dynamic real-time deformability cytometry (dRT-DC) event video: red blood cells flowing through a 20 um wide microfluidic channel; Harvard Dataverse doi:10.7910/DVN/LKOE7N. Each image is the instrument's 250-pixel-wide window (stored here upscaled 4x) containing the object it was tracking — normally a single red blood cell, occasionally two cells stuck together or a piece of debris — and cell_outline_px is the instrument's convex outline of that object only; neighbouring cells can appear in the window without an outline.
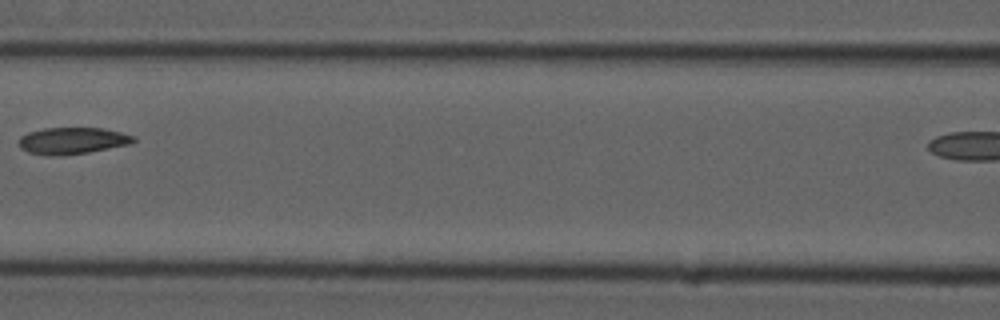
{"species": "common noctule bat (a hibernating species)", "species_latin": "Nyctalus noctula", "temperature_condition": "cold", "stored_images_in_passage": 7, "segment_of_instrument_passage": [1, 2], "camera_frame_rate_fps": 3000, "um_per_image_px": 0.085, "animal": {"sex": "male", "forearm_length_mm": 52.5}, "frame": {"image": 1, "passage_image": 5, "time_ms": 4.667, "image_size_px": [1000, 320], "cell_outline_px": [[136, 140], [132, 144], [88, 152], [56, 156], [52, 156], [28, 152], [20, 148], [20, 136], [28, 132], [44, 128], [104, 128], [136, 136]], "centroid_in_image_um": [6.18, 11.95], "position_along_channel_um": 160.4, "area_um2": 17.86}}
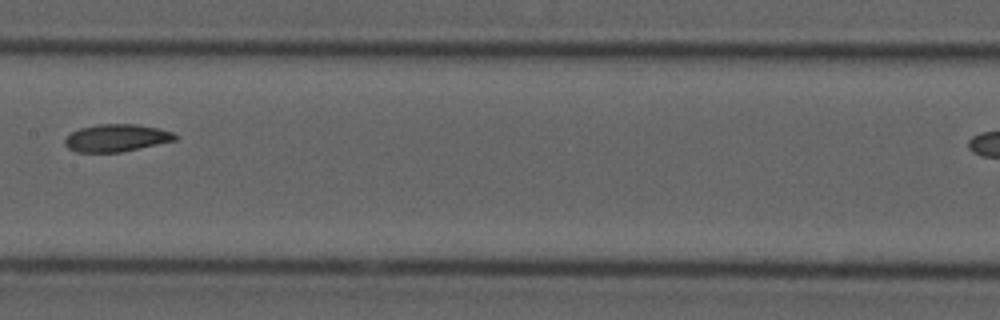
{"frame": {"image": 2, "passage_image": 6, "time_ms": 5.667, "image_size_px": [1000, 320], "cell_outline_px": [[180, 136], [176, 140], [120, 152], [76, 152], [68, 148], [64, 144], [64, 140], [72, 132], [80, 128], [100, 124], [136, 124], [160, 128], [172, 132]], "centroid_in_image_um": [9.92, 11.72], "position_along_channel_um": 197.5, "area_um2": 17.57}}